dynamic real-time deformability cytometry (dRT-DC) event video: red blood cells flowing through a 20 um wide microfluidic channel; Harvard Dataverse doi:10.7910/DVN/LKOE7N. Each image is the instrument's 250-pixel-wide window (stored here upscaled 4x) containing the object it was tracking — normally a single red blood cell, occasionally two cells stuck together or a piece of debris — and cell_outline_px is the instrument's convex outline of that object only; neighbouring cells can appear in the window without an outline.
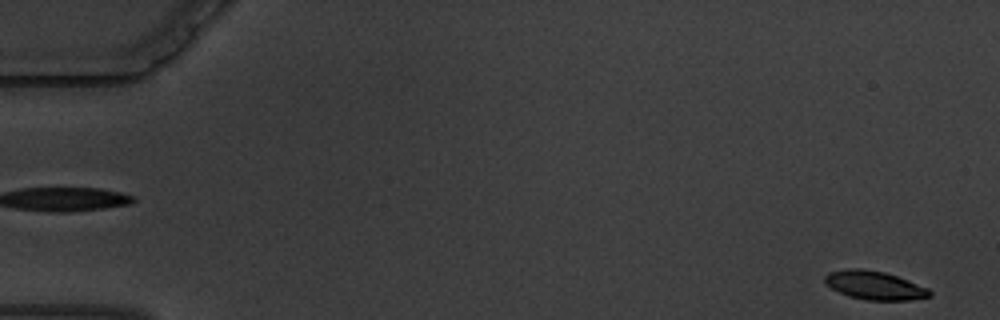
{"species": "common noctule bat (a hibernating species)", "species_latin": "Nyctalus noctula", "temperature_condition": "warm", "stored_images_in_passage": 60, "camera_frame_rate_fps": 3000, "um_per_image_px": 0.085, "animal": {"sex": "male", "body_mass_g": 19.5, "forearm_length_mm": 54.6}, "frame": {"image": 1, "passage_image": 2, "time_ms": 0.333, "image_size_px": [1000, 320], "cell_outline_px": [[932, 296], [912, 300], [868, 300], [848, 296], [832, 288], [824, 280], [824, 276], [828, 272], [848, 268], [860, 268], [884, 272], [908, 280], [928, 288], [932, 292]], "centroid_in_image_um": [74.35, 24.25], "position_along_channel_um": 10.6, "area_um2": 17.4}}
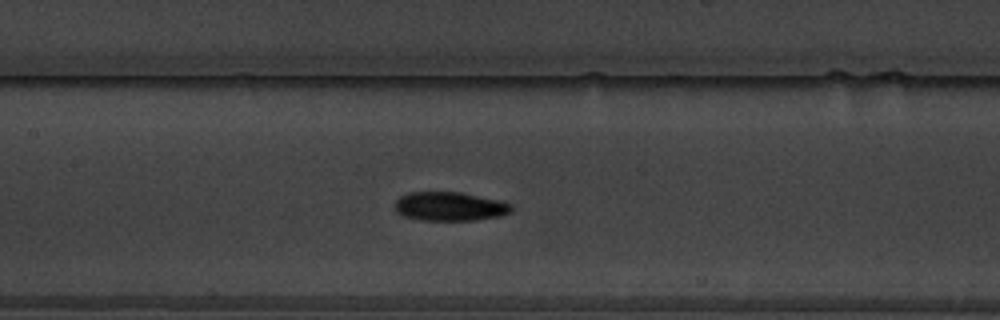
{"frame": {"image": 2, "passage_image": 29, "time_ms": 9.333, "image_size_px": [1000, 320], "cell_outline_px": [[512, 212], [500, 216], [476, 220], [420, 220], [404, 216], [396, 212], [396, 200], [400, 196], [408, 192], [460, 192], [504, 200], [512, 204]], "centroid_in_image_um": [38.28, 17.54], "position_along_channel_um": 169.1, "area_um2": 19.88}}
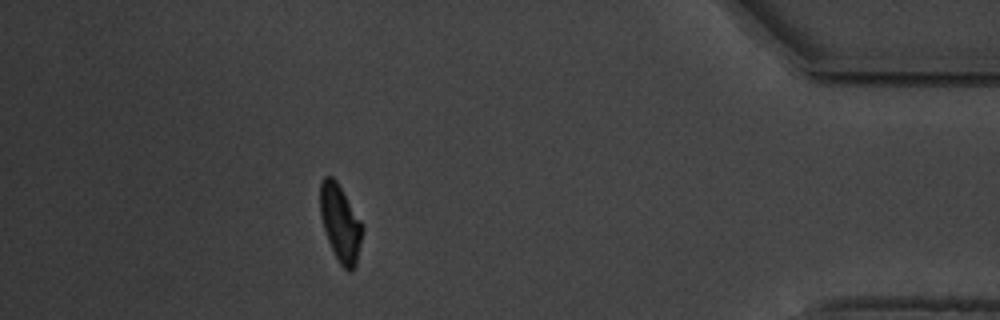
{"frame": {"image": 3, "passage_image": 54, "time_ms": 17.667, "image_size_px": [1000, 320], "cell_outline_px": [[364, 228], [356, 264], [352, 272], [348, 272], [340, 264], [328, 240], [320, 216], [320, 180], [324, 176], [332, 176], [336, 180], [364, 224]], "centroid_in_image_um": [28.94, 18.95], "position_along_channel_um": 406.3, "area_um2": 19.02}, "authors_computed_cell_mechanics": {"area_um2": 19.1318, "velocity_mm_per_s": 3.3771, "shape_relaxation_time_tau1_ms": 3.7624, "shape_relaxation_time_tau2_ms": 5.4128, "deformation_change_tau1": 0.1719, "deformation_change_tau2": 0.0632}}